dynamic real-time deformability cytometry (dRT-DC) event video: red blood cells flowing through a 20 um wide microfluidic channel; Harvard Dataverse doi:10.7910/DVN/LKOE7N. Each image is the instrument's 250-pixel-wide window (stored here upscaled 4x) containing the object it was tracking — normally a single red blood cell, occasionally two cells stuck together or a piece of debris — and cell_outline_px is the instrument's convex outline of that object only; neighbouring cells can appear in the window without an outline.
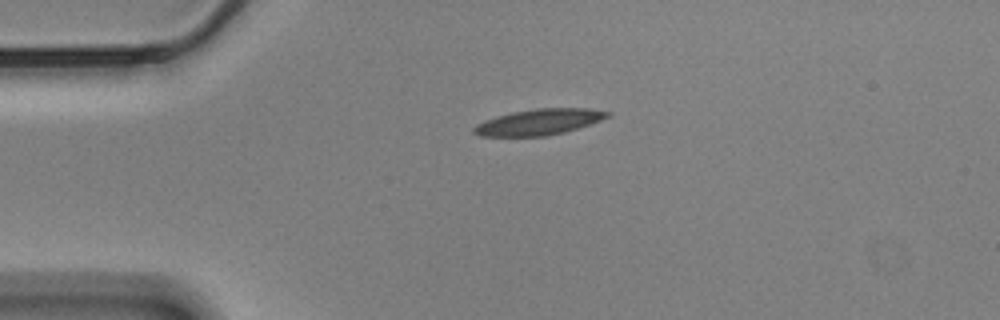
{"species": "Egyptian fruit bat (a non-hibernating species)", "species_latin": "Rousettus aegyptiacus", "temperature_condition": "cold", "stored_images_in_passage": 45, "camera_frame_rate_fps": 3000, "um_per_image_px": 0.085, "animal": {"sex": "male"}, "frame": {"image": 1, "passage_image": 1, "time_ms": 0.0, "image_size_px": [1000, 320], "cell_outline_px": [[612, 112], [608, 116], [600, 120], [564, 132], [548, 136], [480, 136], [472, 132], [472, 128], [476, 124], [484, 120], [496, 116], [512, 112], [536, 108], [588, 108]], "centroid_in_image_um": [45.76, 10.37], "position_along_channel_um": 39.2, "area_um2": 20.11}}
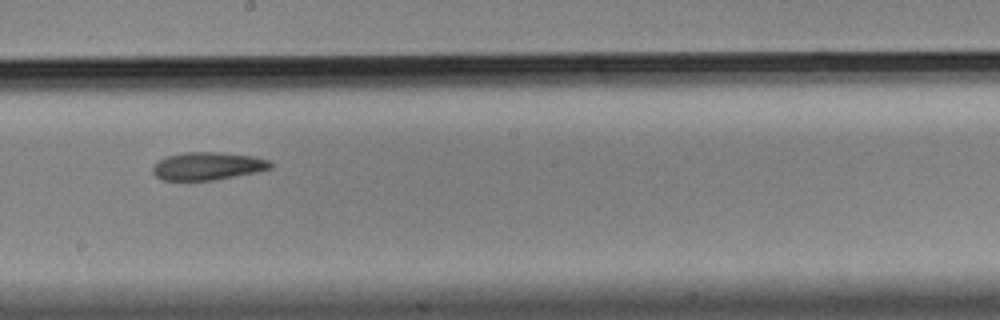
{"frame": {"image": 2, "passage_image": 20, "time_ms": 6.333, "image_size_px": [1000, 320], "cell_outline_px": [[272, 168], [256, 172], [216, 180], [160, 180], [152, 172], [152, 168], [160, 160], [168, 156], [184, 152], [216, 152], [252, 156], [272, 160]], "centroid_in_image_um": [17.68, 14.12], "position_along_channel_um": 230.5, "area_um2": 19.07}}
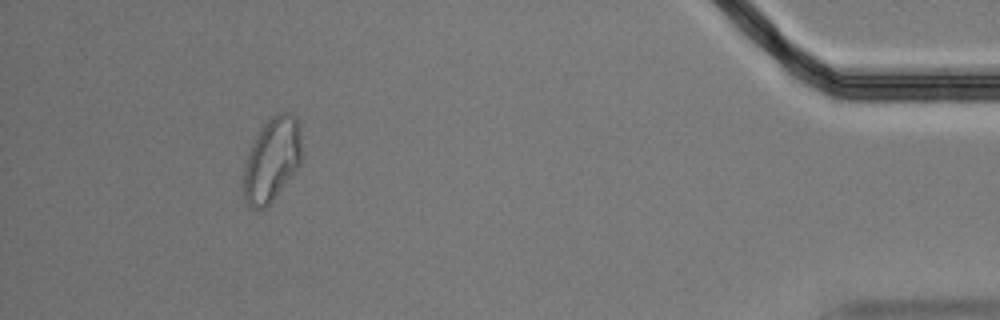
{"frame": {"image": 3, "passage_image": 41, "time_ms": 13.333, "image_size_px": [1000, 320], "cell_outline_px": [[300, 164], [268, 204], [260, 212], [252, 208], [244, 200], [244, 164], [248, 152], [256, 136], [264, 124], [272, 116], [280, 112], [288, 112], [296, 120], [300, 132]], "centroid_in_image_um": [23.07, 13.59], "position_along_channel_um": 412.1, "area_um2": 27.74}, "authors_computed_cell_mechanics": {"area_um2": 20.2878, "velocity_mm_per_s": 3.4576, "shape_relaxation_time_tau1_ms": null, "shape_relaxation_time_tau2_ms": 4.3913, "deformation_change_tau1": null, "deformation_change_tau2": 0.1095}}